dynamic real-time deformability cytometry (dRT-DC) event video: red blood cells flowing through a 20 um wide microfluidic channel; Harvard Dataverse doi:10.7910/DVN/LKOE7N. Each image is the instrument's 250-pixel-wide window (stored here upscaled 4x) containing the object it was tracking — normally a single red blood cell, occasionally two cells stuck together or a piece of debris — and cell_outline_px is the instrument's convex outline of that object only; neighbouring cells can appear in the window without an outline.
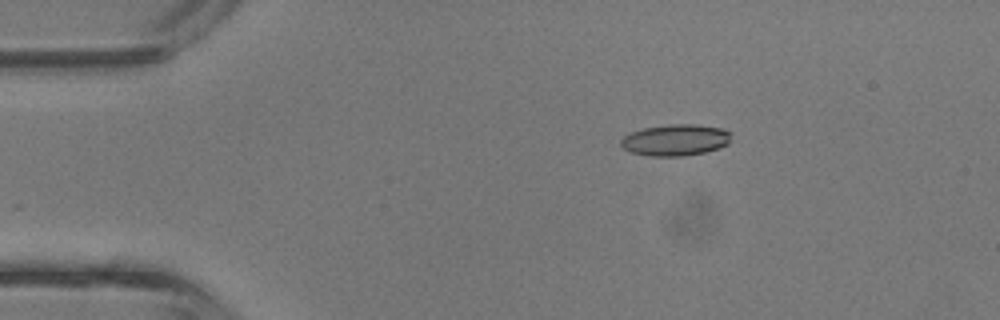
{"species": "common noctule bat (a hibernating species)", "species_latin": "Nyctalus noctula", "temperature_condition": "room temperature", "stored_images_in_passage": 4, "camera_frame_rate_fps": 3000, "um_per_image_px": 0.085, "animal": {"sex": "male", "body_mass_g": 13.3}, "frame": {"image": 1, "passage_image": 3, "time_ms": 0.667, "image_size_px": [1000, 320], "cell_outline_px": [[732, 132], [728, 144], [720, 148], [704, 152], [684, 156], [652, 156], [632, 152], [624, 148], [620, 144], [620, 140], [624, 136], [632, 132], [644, 128], [668, 124], [696, 124], [720, 128]], "centroid_in_image_um": [57.44, 11.89], "position_along_channel_um": 27.6, "area_um2": 20.17}}